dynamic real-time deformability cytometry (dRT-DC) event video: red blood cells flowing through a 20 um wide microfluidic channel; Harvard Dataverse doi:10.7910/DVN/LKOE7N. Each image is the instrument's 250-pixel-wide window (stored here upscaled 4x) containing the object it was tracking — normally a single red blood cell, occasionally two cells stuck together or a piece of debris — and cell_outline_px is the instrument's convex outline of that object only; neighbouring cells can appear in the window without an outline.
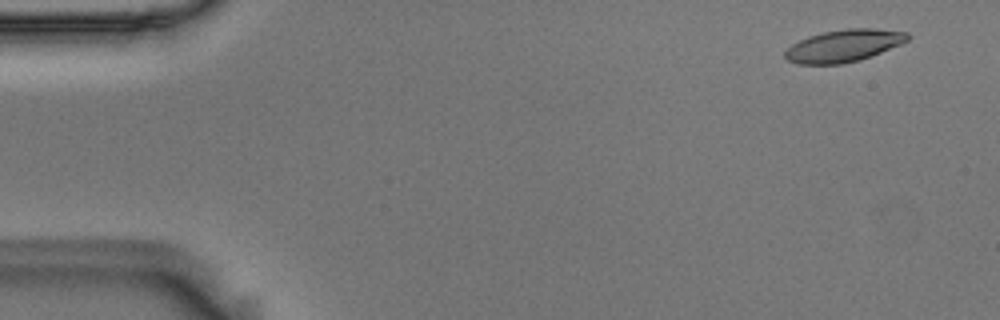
{"species": "Egyptian fruit bat (a non-hibernating species)", "species_latin": "Rousettus aegyptiacus", "temperature_condition": "room temperature", "stored_images_in_passage": 55, "camera_frame_rate_fps": 3000, "um_per_image_px": 0.085, "animal": {"sex": "male"}, "frame": {"image": 1, "passage_image": 4, "time_ms": 1.0, "image_size_px": [1000, 320], "cell_outline_px": [[912, 36], [908, 40], [900, 44], [860, 60], [840, 64], [796, 64], [788, 60], [784, 56], [784, 52], [792, 44], [808, 36], [824, 32], [848, 28], [876, 28], [908, 32]], "centroid_in_image_um": [71.72, 3.88], "position_along_channel_um": 13.3, "area_um2": 23.0}}
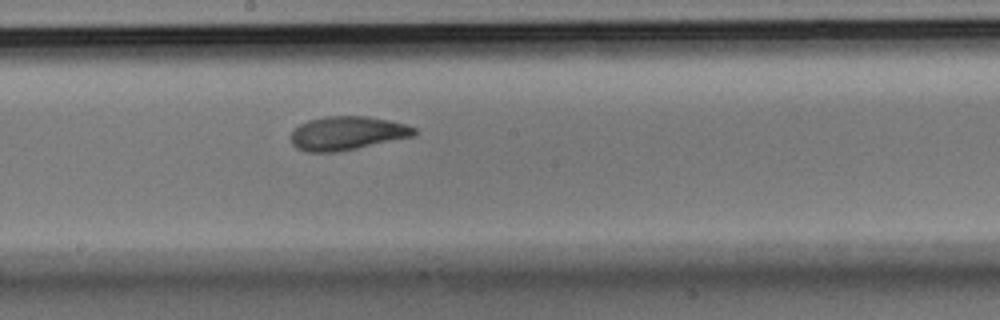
{"frame": {"image": 2, "passage_image": 30, "time_ms": 9.667, "image_size_px": [1000, 320], "cell_outline_px": [[416, 132], [412, 136], [340, 152], [308, 152], [296, 148], [292, 144], [292, 132], [300, 124], [308, 120], [324, 116], [368, 116], [388, 120], [404, 124], [416, 128]], "centroid_in_image_um": [29.48, 11.32], "position_along_channel_um": 218.7, "area_um2": 24.1}}
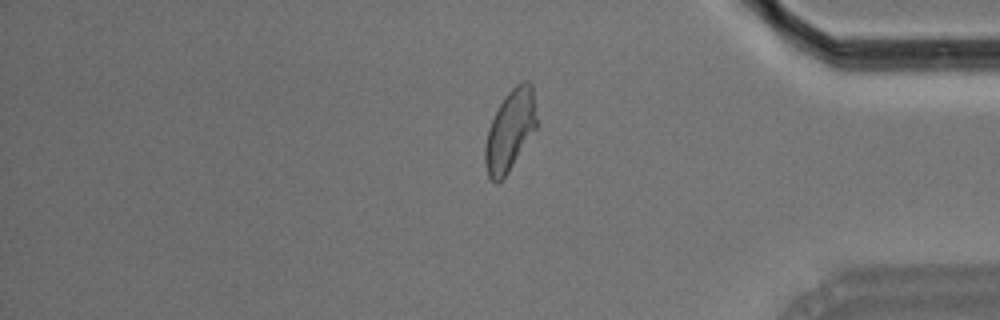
{"frame": {"image": 3, "passage_image": 46, "time_ms": 15.0, "image_size_px": [1000, 320], "cell_outline_px": [[536, 128], [508, 172], [496, 184], [488, 176], [484, 160], [484, 148], [488, 128], [504, 96], [520, 80], [528, 80], [532, 84], [536, 120]], "centroid_in_image_um": [43.34, 11.06], "position_along_channel_um": 391.9, "area_um2": 23.99}, "authors_computed_cell_mechanics": {"area_um2": 23.9292, "velocity_mm_per_s": 3.6798, "shape_relaxation_time_tau1_ms": 5.5391, "shape_relaxation_time_tau2_ms": 1.6589, "deformation_change_tau1": 0.1766, "deformation_change_tau2": 0.0717}}